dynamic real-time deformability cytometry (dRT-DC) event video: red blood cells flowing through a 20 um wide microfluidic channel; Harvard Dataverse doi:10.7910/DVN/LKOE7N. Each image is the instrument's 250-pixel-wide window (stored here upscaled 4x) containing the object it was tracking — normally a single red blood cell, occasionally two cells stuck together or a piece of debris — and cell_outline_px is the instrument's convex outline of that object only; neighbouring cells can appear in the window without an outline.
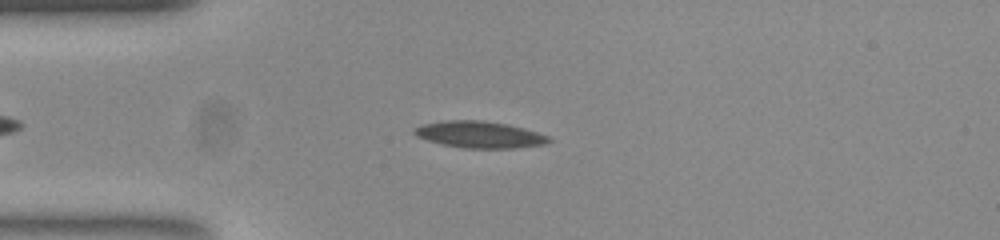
{"species": "common noctule bat (a hibernating species)", "species_latin": "Nyctalus noctula", "temperature_condition": "room temperature", "stored_images_in_passage": 48, "camera_frame_rate_fps": 3000, "um_per_image_px": 0.085, "animal": {"sex": "female", "body_mass_g": 23.0, "forearm_length_mm": 53.4}, "frame": {"image": 1, "passage_image": 12, "time_ms": 3.667, "image_size_px": [1000, 240], "cell_outline_px": [[552, 140], [544, 144], [512, 148], [468, 148], [444, 144], [428, 140], [416, 136], [412, 132], [412, 128], [424, 124], [444, 120], [480, 120], [508, 124], [524, 128], [548, 136]], "centroid_in_image_um": [40.74, 11.43], "position_along_channel_um": 44.3, "area_um2": 20.69}}
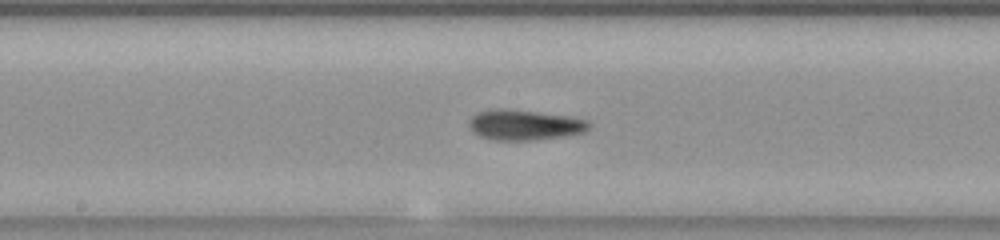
{"frame": {"image": 2, "passage_image": 26, "time_ms": 8.333, "image_size_px": [1000, 240], "cell_outline_px": [[592, 124], [584, 132], [560, 136], [532, 140], [496, 140], [480, 136], [468, 124], [468, 120], [476, 112], [496, 108], [504, 108], [572, 116], [588, 120]], "centroid_in_image_um": [44.59, 10.59], "position_along_channel_um": 203.6, "area_um2": 21.15}}
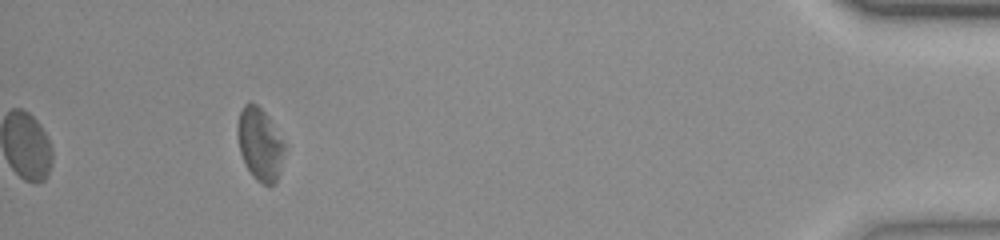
{"frame": {"image": 3, "passage_image": 48, "time_ms": 15.667, "image_size_px": [1000, 240], "cell_outline_px": [[284, 148], [276, 184], [264, 184], [256, 180], [248, 168], [240, 152], [236, 132], [236, 128], [240, 112], [244, 104], [256, 104], [264, 112], [284, 144]], "centroid_in_image_um": [22.05, 12.26], "position_along_channel_um": 413.2, "area_um2": 19.13}, "authors_computed_cell_mechanics": {"area_um2": 20.2011, "velocity_mm_per_s": 3.7829, "shape_relaxation_time_tau1_ms": 5.0415, "shape_relaxation_time_tau2_ms": 3.6282, "deformation_change_tau1": 0.1562, "deformation_change_tau2": 0.1275}}